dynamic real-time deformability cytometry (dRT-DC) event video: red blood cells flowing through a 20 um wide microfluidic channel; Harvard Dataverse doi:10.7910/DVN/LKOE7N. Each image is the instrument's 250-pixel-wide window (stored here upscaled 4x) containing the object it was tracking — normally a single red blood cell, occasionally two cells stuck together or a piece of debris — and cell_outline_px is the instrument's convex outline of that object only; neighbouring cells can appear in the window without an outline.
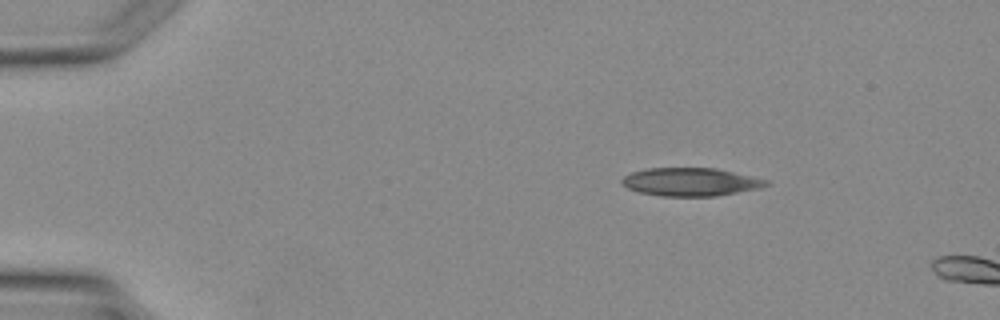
{"species": "Egyptian fruit bat (a non-hibernating species)", "species_latin": "Rousettus aegyptiacus", "temperature_condition": "warm", "stored_images_in_passage": 2, "camera_frame_rate_fps": 3000, "um_per_image_px": 0.085, "animal": {"sex": "female"}, "frame": {"image": 1, "passage_image": 1, "time_ms": 0.0, "image_size_px": [1000, 320], "cell_outline_px": [[768, 184], [760, 188], [716, 196], [660, 196], [640, 192], [628, 188], [620, 184], [620, 180], [624, 176], [632, 172], [648, 168], [716, 168], [768, 180]], "centroid_in_image_um": [58.66, 15.46], "position_along_channel_um": 26.3, "area_um2": 23.58}}